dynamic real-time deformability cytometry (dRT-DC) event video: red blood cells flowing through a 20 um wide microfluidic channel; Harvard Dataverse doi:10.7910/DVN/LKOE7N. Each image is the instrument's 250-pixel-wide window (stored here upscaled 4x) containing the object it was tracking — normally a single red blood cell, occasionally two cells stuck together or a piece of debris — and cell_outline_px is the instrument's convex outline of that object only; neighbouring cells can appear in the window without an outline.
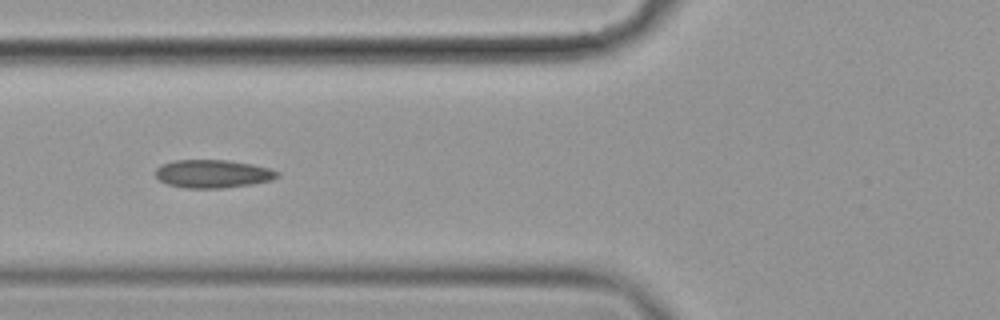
{"species": "common noctule bat (a hibernating species)", "species_latin": "Nyctalus noctula", "temperature_condition": "cold", "stored_images_in_passage": 16, "segment_of_instrument_passage": [1, 2], "camera_frame_rate_fps": 3000, "um_per_image_px": 0.085, "animal": {"sex": "female", "body_mass_g": 19.9}, "frame": {"image": 1, "passage_image": 6, "time_ms": 1.667, "image_size_px": [1000, 320], "cell_outline_px": [[280, 176], [272, 180], [252, 184], [224, 188], [184, 188], [168, 184], [160, 180], [156, 176], [156, 168], [160, 164], [172, 160], [228, 160], [252, 164], [268, 168], [280, 172]], "centroid_in_image_um": [18.09, 14.77], "position_along_channel_um": 107.7, "area_um2": 20.11}}
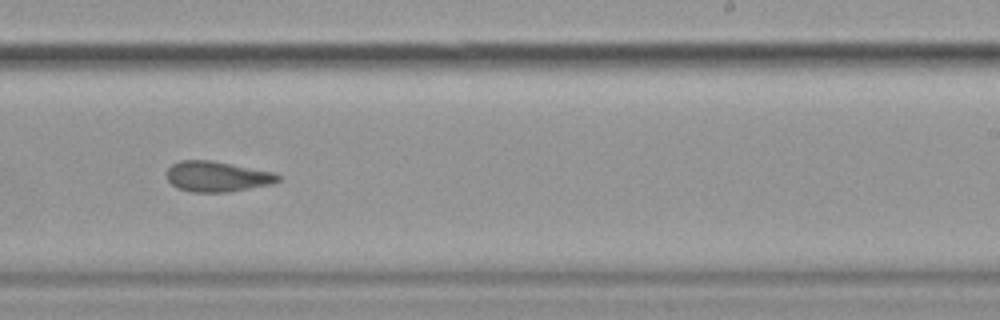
{"frame": {"image": 2, "passage_image": 10, "time_ms": 3.0, "image_size_px": [1000, 320], "cell_outline_px": [[280, 180], [272, 184], [228, 192], [192, 192], [176, 188], [168, 180], [168, 168], [172, 164], [180, 160], [212, 160], [272, 172], [280, 176]], "centroid_in_image_um": [18.44, 15.0], "position_along_channel_um": 270.6, "area_um2": 19.65}}
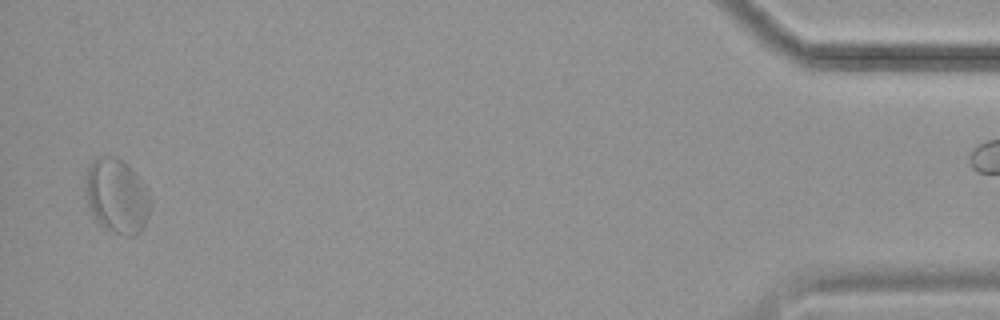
{"frame": {"image": 3, "passage_image": 15, "time_ms": 4.667, "image_size_px": [1000, 320], "cell_outline_px": [[152, 200], [148, 216], [144, 228], [136, 236], [128, 236], [108, 232], [96, 220], [88, 204], [88, 168], [100, 156], [116, 156], [128, 164], [140, 176]], "centroid_in_image_um": [10.01, 16.7], "position_along_channel_um": 425.2, "area_um2": 28.15}}